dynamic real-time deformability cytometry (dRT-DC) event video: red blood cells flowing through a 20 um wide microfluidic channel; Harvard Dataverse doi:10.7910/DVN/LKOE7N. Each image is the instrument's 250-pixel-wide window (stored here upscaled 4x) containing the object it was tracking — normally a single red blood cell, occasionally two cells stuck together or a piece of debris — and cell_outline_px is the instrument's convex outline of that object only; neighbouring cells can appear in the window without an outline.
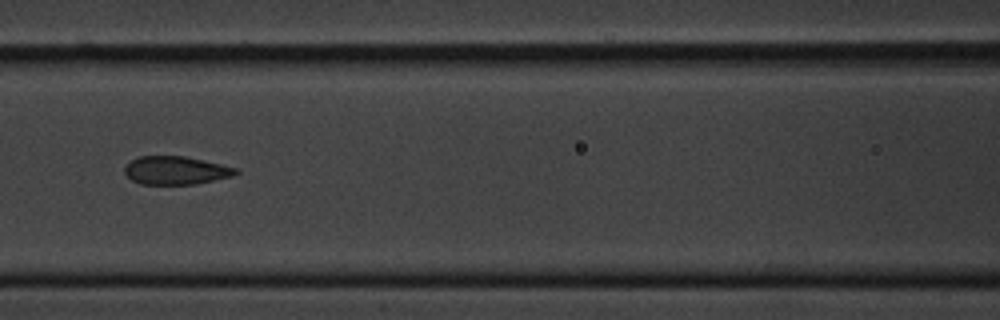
{"species": "common noctule bat (a hibernating species)", "species_latin": "Nyctalus noctula", "temperature_condition": "cold", "stored_images_in_passage": 9, "segment_of_instrument_passage": [1, 2], "camera_frame_rate_fps": 3000, "um_per_image_px": 0.085, "animal": {"sex": "male", "body_mass_g": 20.1, "forearm_length_mm": 53.5}, "frame": {"image": 1, "passage_image": 6, "time_ms": 6.0, "image_size_px": [1000, 320], "cell_outline_px": [[240, 172], [232, 176], [196, 184], [140, 184], [132, 180], [124, 172], [124, 168], [132, 160], [140, 156], [184, 156], [220, 164], [236, 168]], "centroid_in_image_um": [14.94, 14.49], "position_along_channel_um": 151.7, "area_um2": 18.09}}
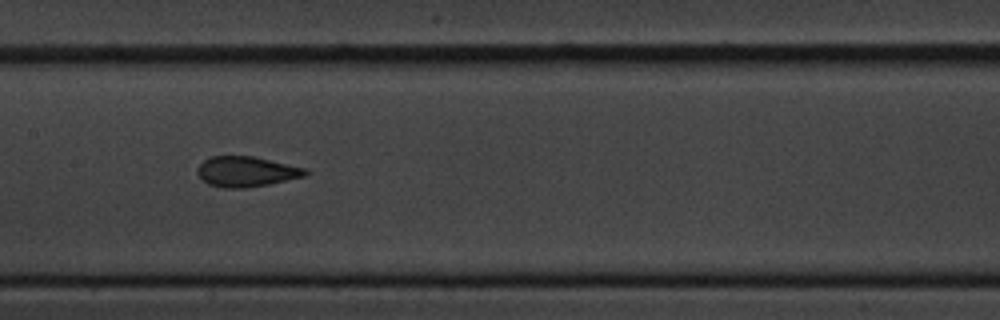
{"frame": {"image": 2, "passage_image": 7, "time_ms": 7.0, "image_size_px": [1000, 320], "cell_outline_px": [[308, 172], [304, 176], [268, 184], [244, 188], [224, 188], [208, 184], [196, 172], [196, 168], [204, 160], [212, 156], [252, 156], [308, 168]], "centroid_in_image_um": [20.93, 14.58], "position_along_channel_um": 186.5, "area_um2": 18.96}}
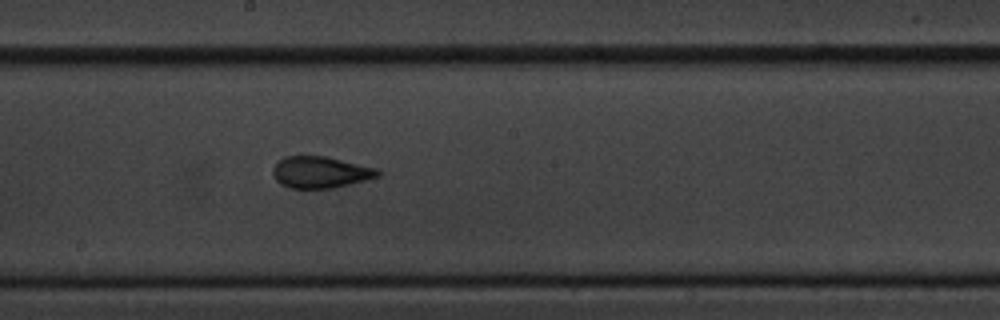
{"frame": {"image": 3, "passage_image": 8, "time_ms": 8.0, "image_size_px": [1000, 320], "cell_outline_px": [[380, 176], [332, 188], [288, 188], [280, 184], [276, 180], [272, 172], [272, 168], [284, 156], [324, 156], [376, 168], [380, 172]], "centroid_in_image_um": [27.19, 14.64], "position_along_channel_um": 221.0, "area_um2": 19.07}}